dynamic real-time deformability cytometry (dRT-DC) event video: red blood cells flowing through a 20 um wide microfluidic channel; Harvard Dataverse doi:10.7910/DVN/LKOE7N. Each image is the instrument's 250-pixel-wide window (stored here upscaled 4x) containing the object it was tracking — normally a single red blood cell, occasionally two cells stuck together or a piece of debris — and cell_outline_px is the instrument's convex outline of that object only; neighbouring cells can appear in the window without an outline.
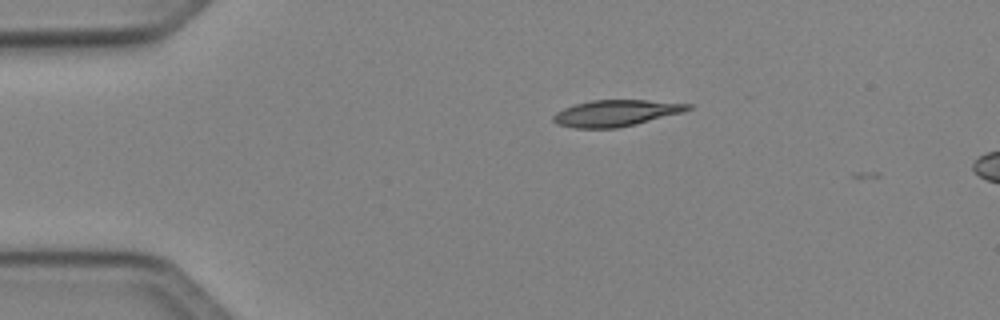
{"species": "Egyptian fruit bat (a non-hibernating species)", "species_latin": "Rousettus aegyptiacus", "temperature_condition": "cold", "stored_images_in_passage": 4, "camera_frame_rate_fps": 3000, "um_per_image_px": 0.085, "animal": {"sex": "female"}, "frame": {"image": 1, "passage_image": 1, "time_ms": 0.0, "image_size_px": [1000, 320], "cell_outline_px": [[692, 108], [684, 112], [636, 124], [616, 128], [572, 128], [556, 124], [552, 120], [552, 116], [556, 112], [564, 108], [576, 104], [592, 100], [648, 100], [692, 104]], "centroid_in_image_um": [52.34, 9.62], "position_along_channel_um": 32.7, "area_um2": 20.75}}